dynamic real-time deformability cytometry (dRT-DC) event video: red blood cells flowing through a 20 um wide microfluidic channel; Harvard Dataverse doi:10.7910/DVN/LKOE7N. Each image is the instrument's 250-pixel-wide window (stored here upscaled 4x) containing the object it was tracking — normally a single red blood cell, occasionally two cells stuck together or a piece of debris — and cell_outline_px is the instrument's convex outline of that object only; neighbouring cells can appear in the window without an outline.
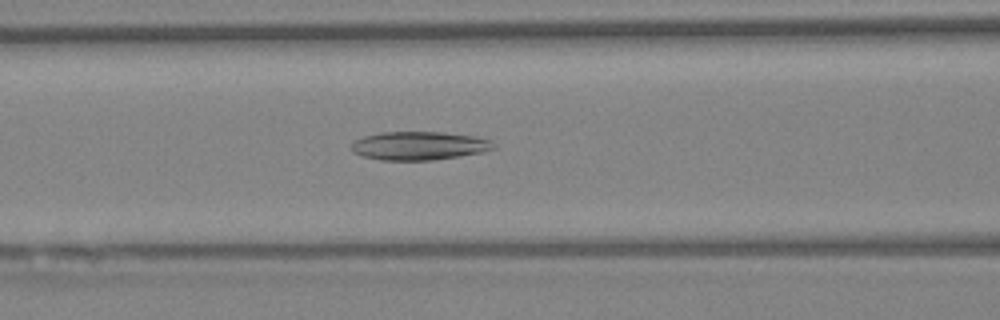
{"species": "Egyptian fruit bat (a non-hibernating species)", "species_latin": "Rousettus aegyptiacus", "temperature_condition": "warm", "stored_images_in_passage": 41, "camera_frame_rate_fps": 3000, "um_per_image_px": 0.085, "animal": {"sex": "female"}, "frame": {"image": 1, "passage_image": 10, "time_ms": 3.0, "image_size_px": [1000, 320], "cell_outline_px": [[496, 148], [480, 152], [460, 156], [432, 160], [380, 160], [364, 156], [352, 152], [348, 148], [352, 140], [364, 136], [380, 132], [444, 132], [476, 136], [492, 140], [496, 144]], "centroid_in_image_um": [35.59, 12.38], "position_along_channel_um": 131.0, "area_um2": 23.93}}
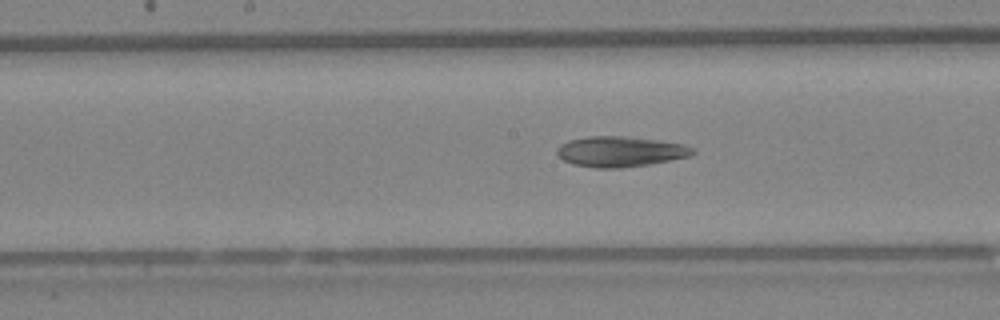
{"frame": {"image": 2, "passage_image": 16, "time_ms": 5.0, "image_size_px": [1000, 320], "cell_outline_px": [[696, 152], [692, 156], [648, 164], [620, 168], [592, 168], [572, 164], [564, 160], [556, 152], [556, 148], [560, 144], [568, 140], [588, 136], [628, 136], [660, 140], [684, 144], [696, 148]], "centroid_in_image_um": [52.74, 12.87], "position_along_channel_um": 195.5, "area_um2": 24.39}}
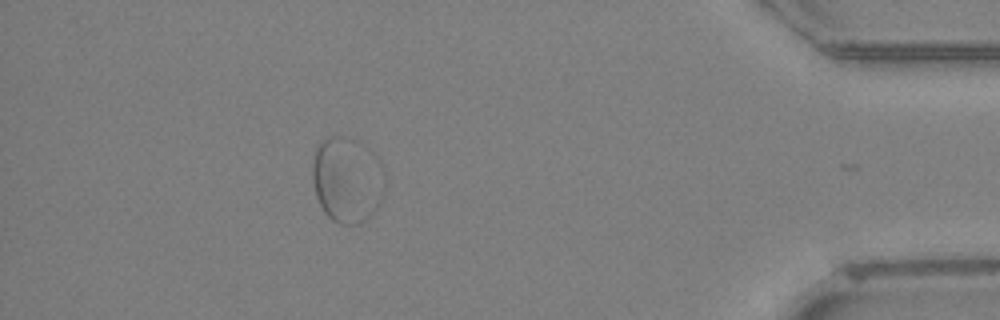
{"frame": {"image": 3, "passage_image": 40, "time_ms": 13.0, "image_size_px": [1000, 320], "cell_outline_px": [[388, 180], [384, 196], [380, 204], [360, 224], [340, 224], [332, 220], [324, 212], [316, 196], [312, 180], [312, 168], [316, 148], [324, 140], [332, 136], [344, 136], [360, 140], [380, 160], [384, 168]], "centroid_in_image_um": [29.57, 15.27], "position_along_channel_um": 405.6, "area_um2": 36.99}}